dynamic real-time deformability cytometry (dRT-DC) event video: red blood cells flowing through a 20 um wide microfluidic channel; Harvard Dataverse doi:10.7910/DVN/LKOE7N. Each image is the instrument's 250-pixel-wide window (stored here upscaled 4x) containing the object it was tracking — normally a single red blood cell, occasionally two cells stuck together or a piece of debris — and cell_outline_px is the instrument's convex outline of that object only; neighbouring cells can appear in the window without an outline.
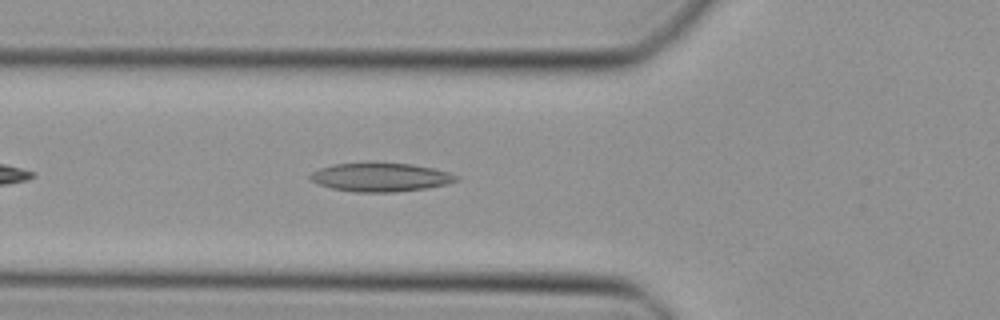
{"species": "Egyptian fruit bat (a non-hibernating species)", "species_latin": "Rousettus aegyptiacus", "temperature_condition": "cold", "stored_images_in_passage": 31, "camera_frame_rate_fps": 3000, "um_per_image_px": 0.085, "animal": {"sex": "female"}, "frame": {"image": 1, "passage_image": 5, "time_ms": 1.333, "image_size_px": [1000, 320], "cell_outline_px": [[460, 180], [448, 184], [428, 188], [396, 192], [356, 192], [332, 188], [320, 184], [312, 180], [308, 176], [312, 172], [320, 168], [332, 164], [412, 164], [436, 168], [460, 176]], "centroid_in_image_um": [32.43, 15.08], "position_along_channel_um": 93.4, "area_um2": 24.16}}
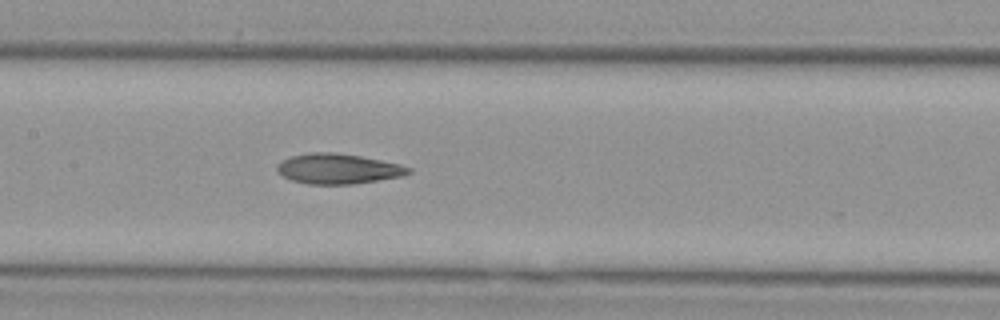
{"frame": {"image": 2, "passage_image": 11, "time_ms": 3.333, "image_size_px": [1000, 320], "cell_outline_px": [[412, 172], [404, 176], [352, 184], [308, 184], [292, 180], [284, 176], [276, 168], [276, 164], [292, 156], [308, 152], [336, 152], [360, 156], [400, 164], [412, 168]], "centroid_in_image_um": [28.77, 14.34], "position_along_channel_um": 178.6, "area_um2": 23.06}}
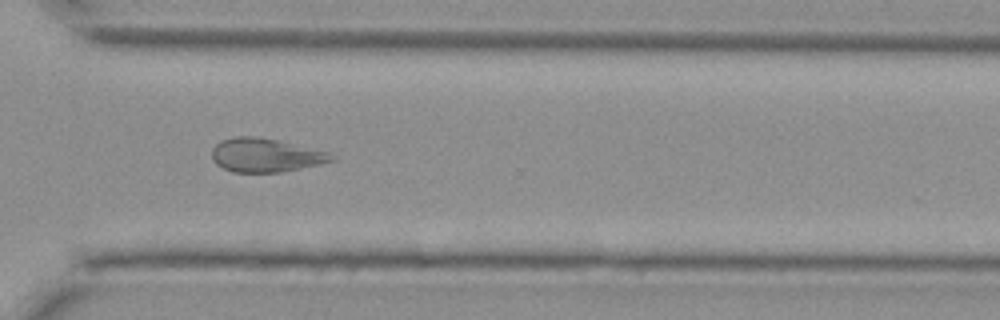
{"frame": {"image": 3, "passage_image": 23, "time_ms": 7.333, "image_size_px": [1000, 320], "cell_outline_px": [[336, 160], [320, 164], [280, 172], [232, 172], [216, 164], [212, 160], [212, 148], [220, 140], [232, 136], [256, 136], [276, 140], [328, 152], [336, 156]], "centroid_in_image_um": [22.54, 13.19], "position_along_channel_um": 348.1, "area_um2": 23.47}}